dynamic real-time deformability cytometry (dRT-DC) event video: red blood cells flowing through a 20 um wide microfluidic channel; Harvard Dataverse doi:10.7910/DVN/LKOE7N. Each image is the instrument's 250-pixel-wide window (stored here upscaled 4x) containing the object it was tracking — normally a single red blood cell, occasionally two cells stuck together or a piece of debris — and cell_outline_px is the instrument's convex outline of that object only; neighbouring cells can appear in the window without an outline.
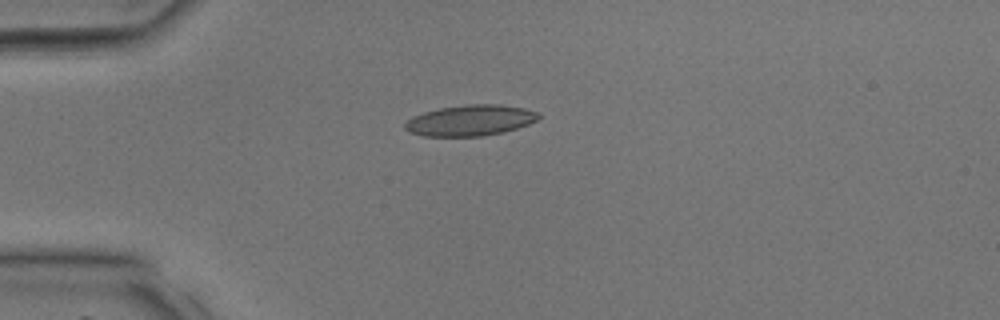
{"species": "common noctule bat (a hibernating species)", "species_latin": "Nyctalus noctula", "temperature_condition": "room temperature", "stored_images_in_passage": 29, "camera_frame_rate_fps": 3000, "um_per_image_px": 0.085, "animal": {"sex": "male", "body_mass_g": 17.9, "forearm_length_mm": 54.2}, "frame": {"image": 1, "passage_image": 1, "time_ms": 0.0, "image_size_px": [1000, 320], "cell_outline_px": [[540, 116], [536, 120], [528, 124], [504, 132], [484, 136], [424, 136], [408, 132], [404, 128], [404, 124], [412, 116], [424, 112], [440, 108], [472, 104], [496, 104], [524, 108], [540, 112]], "centroid_in_image_um": [39.96, 10.24], "position_along_channel_um": 45.0, "area_um2": 23.99}}
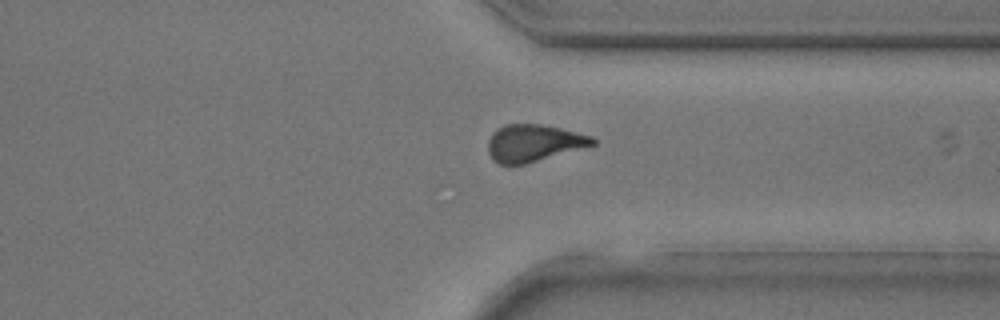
{"frame": {"image": 2, "passage_image": 20, "time_ms": 6.333, "image_size_px": [1000, 320], "cell_outline_px": [[596, 144], [524, 164], [500, 164], [492, 160], [488, 152], [488, 140], [492, 132], [496, 128], [504, 124], [540, 124], [560, 128], [592, 136], [596, 140]], "centroid_in_image_um": [45.32, 12.14], "position_along_channel_um": 366.1, "area_um2": 22.48}}
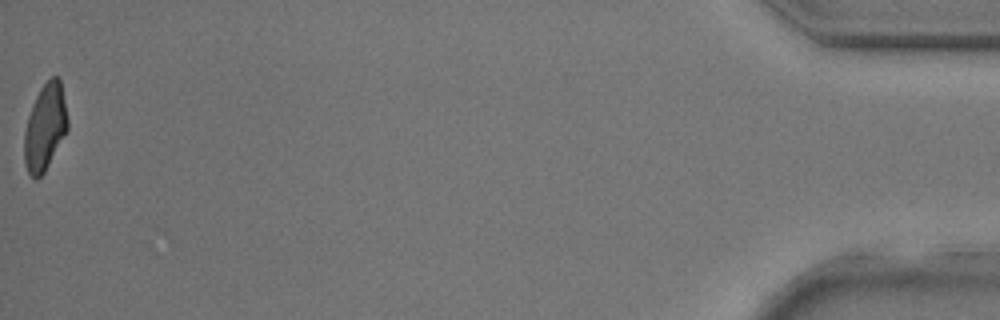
{"frame": {"image": 3, "passage_image": 29, "time_ms": 9.333, "image_size_px": [1000, 320], "cell_outline_px": [[68, 128], [44, 172], [36, 180], [28, 172], [24, 164], [24, 132], [28, 116], [36, 96], [40, 88], [52, 76], [56, 76], [60, 80], [68, 120]], "centroid_in_image_um": [3.81, 10.82], "position_along_channel_um": 431.4, "area_um2": 21.5}}